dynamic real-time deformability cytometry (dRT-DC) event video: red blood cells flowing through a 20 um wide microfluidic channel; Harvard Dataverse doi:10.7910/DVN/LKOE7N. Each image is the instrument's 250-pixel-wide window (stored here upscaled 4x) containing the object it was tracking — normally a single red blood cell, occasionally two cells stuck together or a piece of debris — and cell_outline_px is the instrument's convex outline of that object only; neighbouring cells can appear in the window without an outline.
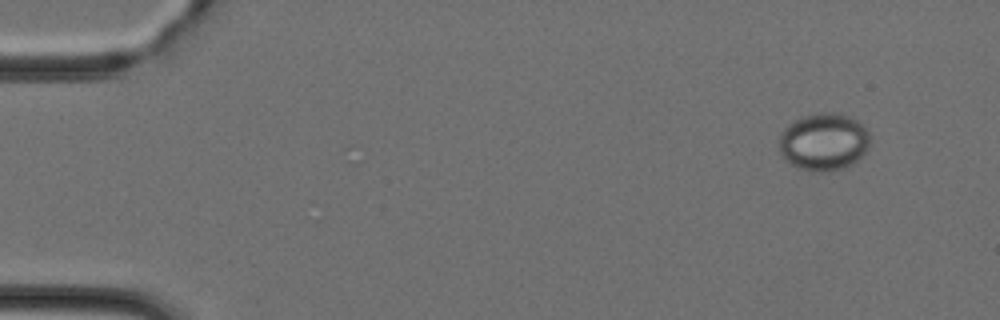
{"species": "Egyptian fruit bat (a non-hibernating species)", "species_latin": "Rousettus aegyptiacus", "temperature_condition": "cold", "stored_images_in_passage": 20, "segment_of_instrument_passage": [1, 2], "camera_frame_rate_fps": 3000, "um_per_image_px": 0.085, "animal": {"sex": "female"}, "frame": {"image": 1, "passage_image": 4, "time_ms": 1.0, "image_size_px": [1000, 320], "cell_outline_px": [[872, 140], [868, 148], [852, 164], [840, 168], [820, 172], [812, 172], [800, 168], [784, 160], [780, 152], [780, 136], [784, 128], [800, 116], [816, 112], [840, 112], [864, 124], [868, 128]], "centroid_in_image_um": [70.04, 12.02], "position_along_channel_um": 15.0, "area_um2": 30.81}}